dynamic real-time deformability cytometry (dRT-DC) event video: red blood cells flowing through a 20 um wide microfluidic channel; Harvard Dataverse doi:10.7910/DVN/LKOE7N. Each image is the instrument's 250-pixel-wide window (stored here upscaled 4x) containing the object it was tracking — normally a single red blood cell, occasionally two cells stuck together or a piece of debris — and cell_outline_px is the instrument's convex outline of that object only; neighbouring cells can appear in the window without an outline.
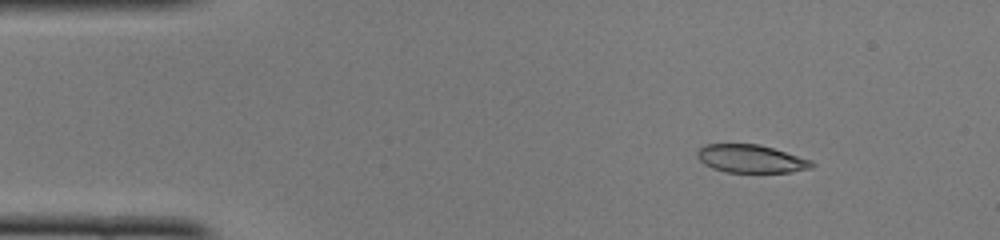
{"species": "common noctule bat (a hibernating species)", "species_latin": "Nyctalus noctula", "temperature_condition": "cold", "stored_images_in_passage": 48, "camera_frame_rate_fps": 3000, "um_per_image_px": 0.085, "animal": {"sex": "female", "body_mass_g": 22.0, "forearm_length_mm": 56.7}, "frame": {"image": 1, "passage_image": 6, "time_ms": 1.667, "image_size_px": [1000, 240], "cell_outline_px": [[816, 164], [812, 168], [792, 172], [728, 172], [712, 168], [704, 164], [696, 156], [696, 152], [700, 148], [708, 144], [760, 144], [812, 160]], "centroid_in_image_um": [63.85, 13.5], "position_along_channel_um": 21.1, "area_um2": 18.73}}
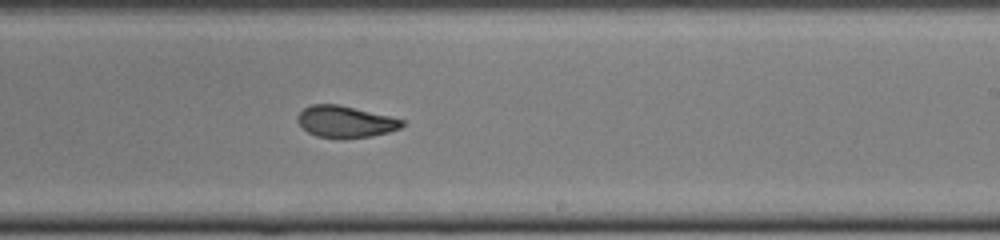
{"frame": {"image": 2, "passage_image": 29, "time_ms": 9.333, "image_size_px": [1000, 240], "cell_outline_px": [[404, 124], [400, 128], [388, 132], [372, 136], [344, 140], [336, 140], [316, 136], [308, 132], [296, 120], [296, 116], [304, 108], [312, 104], [336, 104], [388, 116], [404, 120]], "centroid_in_image_um": [29.32, 10.38], "position_along_channel_um": 259.7, "area_um2": 19.42}}
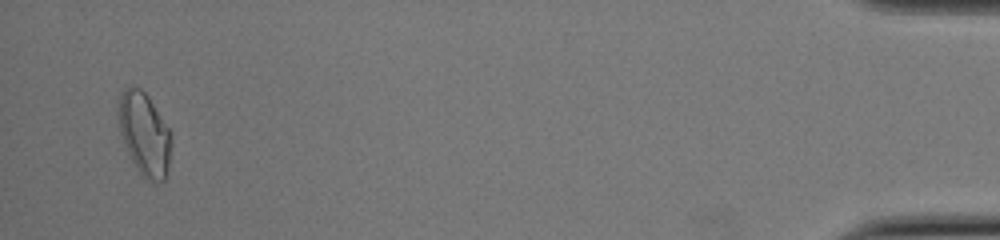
{"frame": {"image": 3, "passage_image": 47, "time_ms": 15.333, "image_size_px": [1000, 240], "cell_outline_px": [[172, 144], [168, 176], [164, 180], [156, 184], [148, 180], [136, 168], [128, 152], [120, 132], [116, 108], [120, 92], [124, 88], [132, 84], [140, 88], [148, 96], [172, 132]], "centroid_in_image_um": [12.29, 11.37], "position_along_channel_um": 422.9, "area_um2": 26.3}, "authors_computed_cell_mechanics": {"area_um2": 19.7387, "velocity_mm_per_s": 4.0995, "shape_relaxation_time_tau1_ms": null, "shape_relaxation_time_tau2_ms": 1.3892, "deformation_change_tau1": null, "deformation_change_tau2": 0.0692}}